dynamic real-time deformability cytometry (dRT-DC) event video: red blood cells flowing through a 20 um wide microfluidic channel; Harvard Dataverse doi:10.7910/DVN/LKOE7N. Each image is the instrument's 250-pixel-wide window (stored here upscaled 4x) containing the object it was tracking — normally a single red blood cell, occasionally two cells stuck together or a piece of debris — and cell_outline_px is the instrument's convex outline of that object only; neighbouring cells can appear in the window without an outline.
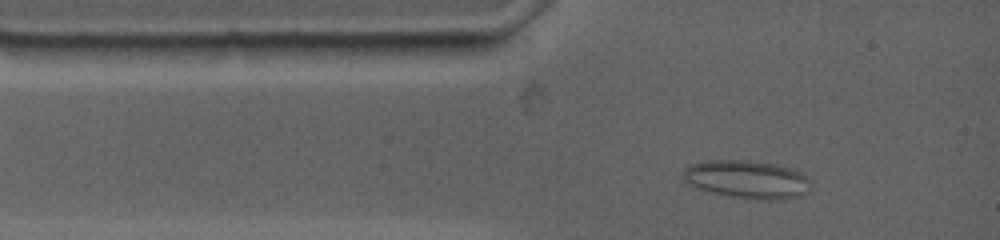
{"species": "common noctule bat (a hibernating species)", "species_latin": "Nyctalus noctula", "temperature_condition": "warm", "stored_images_in_passage": 30, "camera_frame_rate_fps": 4500, "um_per_image_px": 0.085, "animal": {"sex": "female", "body_mass_g": 19.0, "forearm_length_mm": 53.3}, "frame": {"image": 1, "passage_image": 4, "time_ms": 1.333, "image_size_px": [1000, 240], "cell_outline_px": [[808, 180], [804, 192], [800, 196], [780, 200], [756, 200], [728, 196], [704, 192], [688, 184], [684, 180], [680, 172], [684, 168], [692, 164], [708, 160], [744, 160], [772, 164], [788, 168], [800, 172]], "centroid_in_image_um": [63.36, 15.27], "position_along_channel_um": 21.6, "area_um2": 28.32}}
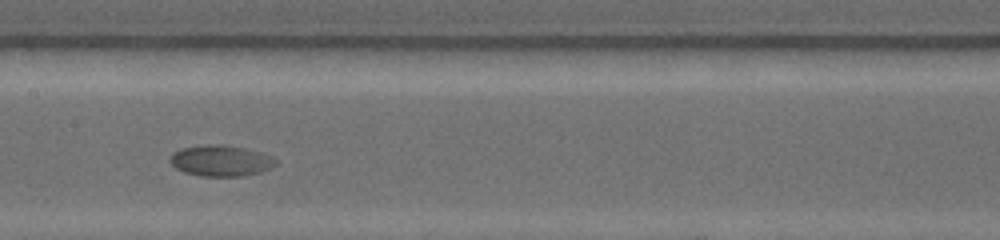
{"frame": {"image": 2, "passage_image": 15, "time_ms": 6.667, "image_size_px": [1000, 240], "cell_outline_px": [[276, 164], [272, 168], [260, 172], [244, 176], [200, 176], [184, 172], [176, 168], [168, 160], [180, 148], [212, 144], [220, 144], [244, 148], [260, 152], [272, 156], [276, 160]], "centroid_in_image_um": [18.79, 13.67], "position_along_channel_um": 188.6, "area_um2": 19.02}}
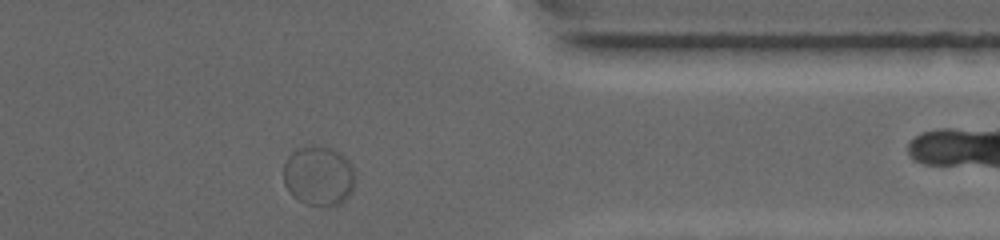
{"frame": {"image": 3, "passage_image": 27, "time_ms": 12.889, "image_size_px": [1000, 240], "cell_outline_px": [[352, 192], [336, 208], [320, 208], [308, 204], [292, 196], [284, 184], [284, 164], [288, 156], [296, 148], [308, 144], [316, 144], [332, 148], [340, 152], [348, 160], [352, 168]], "centroid_in_image_um": [27.06, 14.95], "position_along_channel_um": 384.3, "area_um2": 25.43}}